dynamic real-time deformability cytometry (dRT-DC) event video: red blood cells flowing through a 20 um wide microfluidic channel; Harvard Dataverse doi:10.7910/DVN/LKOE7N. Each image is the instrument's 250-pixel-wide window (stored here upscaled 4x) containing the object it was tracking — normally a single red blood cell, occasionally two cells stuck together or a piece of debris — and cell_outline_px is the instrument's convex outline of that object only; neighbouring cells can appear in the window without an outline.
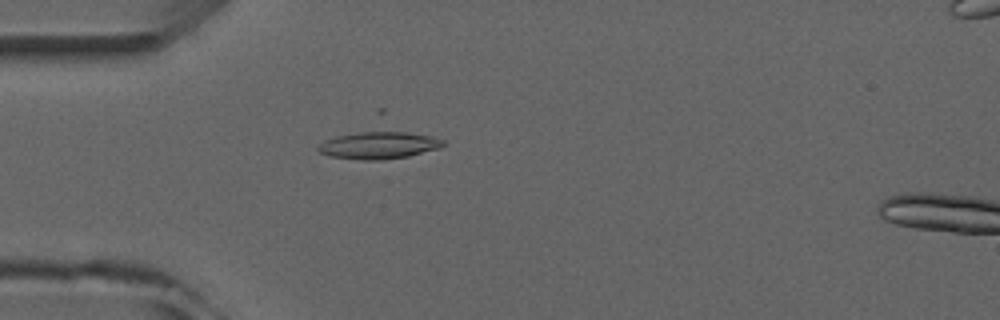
{"species": "common noctule bat (a hibernating species)", "species_latin": "Nyctalus noctula", "temperature_condition": "room temperature", "stored_images_in_passage": 5, "camera_frame_rate_fps": 3000, "um_per_image_px": 0.085, "animal": {"sex": "male", "forearm_length_mm": 52.5}, "frame": {"image": 1, "passage_image": 4, "time_ms": 4.333, "image_size_px": [1000, 320], "cell_outline_px": [[444, 144], [440, 148], [408, 156], [380, 160], [364, 160], [332, 156], [320, 152], [316, 148], [324, 140], [336, 136], [376, 128], [384, 128], [432, 136], [444, 140]], "centroid_in_image_um": [32.21, 12.29], "position_along_channel_um": 52.8, "area_um2": 20.46}}